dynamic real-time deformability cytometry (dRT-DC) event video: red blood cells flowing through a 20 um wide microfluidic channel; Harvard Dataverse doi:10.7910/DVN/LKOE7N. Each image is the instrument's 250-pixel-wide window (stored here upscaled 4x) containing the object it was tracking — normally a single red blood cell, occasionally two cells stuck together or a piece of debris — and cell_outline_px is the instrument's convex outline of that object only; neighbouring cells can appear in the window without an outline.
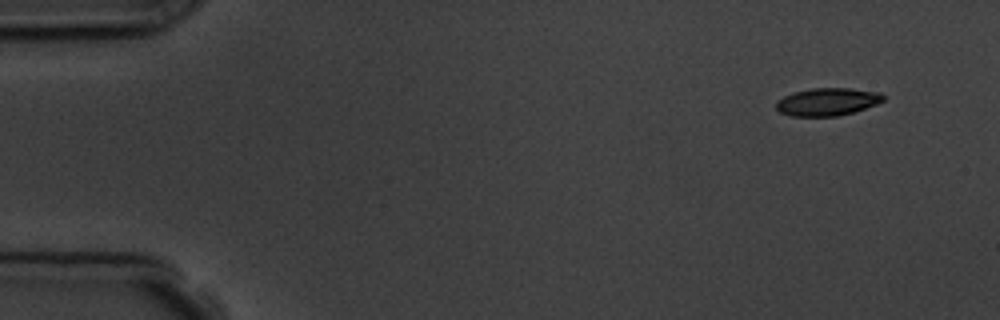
{"species": "common noctule bat (a hibernating species)", "species_latin": "Nyctalus noctula", "temperature_condition": "room temperature", "stored_images_in_passage": 5, "camera_frame_rate_fps": 3000, "um_per_image_px": 0.085, "animal": {"sex": "male", "body_mass_g": 19.5, "forearm_length_mm": 54.6}, "frame": {"image": 1, "passage_image": 1, "time_ms": 0.0, "image_size_px": [1000, 320], "cell_outline_px": [[884, 100], [876, 104], [852, 112], [836, 116], [788, 116], [780, 112], [776, 108], [776, 100], [792, 92], [812, 88], [848, 88], [880, 92], [884, 96]], "centroid_in_image_um": [70.28, 8.65], "position_along_channel_um": 14.7, "area_um2": 17.28}}
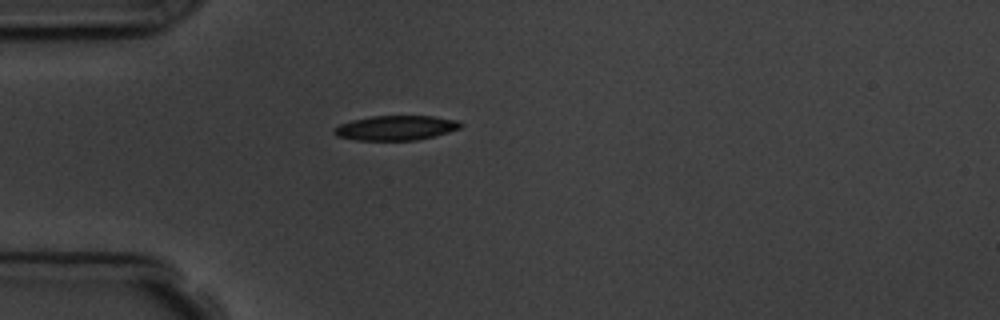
{"frame": {"image": 2, "passage_image": 4, "time_ms": 3.667, "image_size_px": [1000, 320], "cell_outline_px": [[464, 124], [460, 128], [448, 132], [416, 140], [356, 140], [336, 136], [332, 132], [332, 128], [340, 124], [352, 120], [372, 116], [432, 116], [456, 120]], "centroid_in_image_um": [33.6, 10.87], "position_along_channel_um": 51.4, "area_um2": 18.15}}